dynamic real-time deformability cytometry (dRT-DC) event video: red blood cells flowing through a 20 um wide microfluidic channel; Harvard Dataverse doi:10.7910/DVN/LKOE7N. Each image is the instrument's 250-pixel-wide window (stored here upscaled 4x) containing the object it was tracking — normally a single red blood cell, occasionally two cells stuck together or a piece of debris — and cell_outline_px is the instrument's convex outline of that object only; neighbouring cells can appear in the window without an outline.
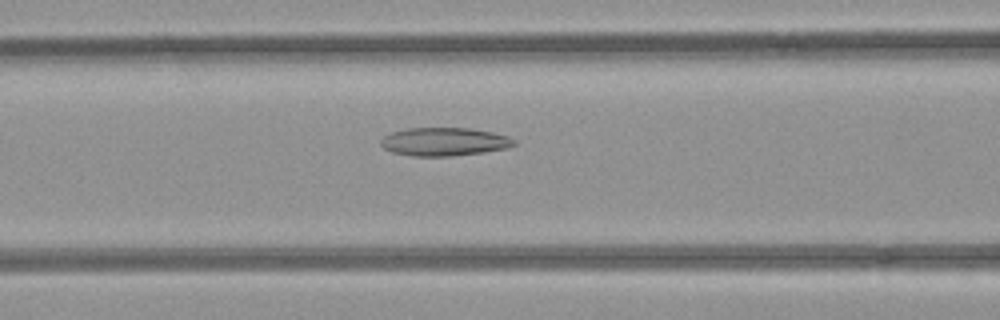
{"species": "common noctule bat (a hibernating species)", "species_latin": "Nyctalus noctula", "temperature_condition": "room temperature", "stored_images_in_passage": 47, "camera_frame_rate_fps": 3000, "um_per_image_px": 0.085, "animal": {"sex": "female", "body_mass_g": 21.9}, "frame": {"image": 1, "passage_image": 22, "time_ms": 7.0, "image_size_px": [1000, 320], "cell_outline_px": [[516, 144], [504, 148], [480, 152], [452, 156], [412, 156], [392, 152], [384, 148], [380, 144], [380, 140], [384, 136], [392, 132], [408, 128], [468, 128], [492, 132], [508, 136], [516, 140]], "centroid_in_image_um": [37.73, 12.04], "position_along_channel_um": 128.9, "area_um2": 21.79}}
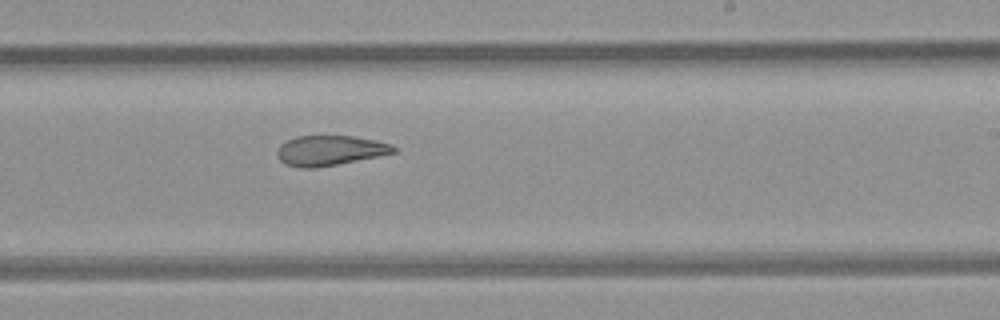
{"frame": {"image": 2, "passage_image": 32, "time_ms": 10.333, "image_size_px": [1000, 320], "cell_outline_px": [[396, 152], [316, 168], [300, 168], [284, 164], [276, 156], [276, 152], [280, 144], [296, 136], [352, 136], [376, 140], [392, 144], [396, 148]], "centroid_in_image_um": [27.99, 12.79], "position_along_channel_um": 261.0, "area_um2": 20.29}}
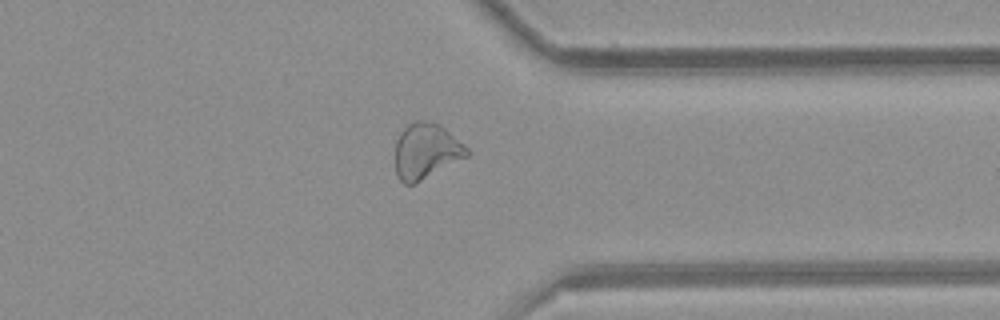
{"frame": {"image": 3, "passage_image": 41, "time_ms": 13.333, "image_size_px": [1000, 320], "cell_outline_px": [[472, 152], [468, 156], [416, 184], [404, 184], [396, 176], [396, 140], [400, 132], [412, 120], [424, 120], [440, 124], [464, 144]], "centroid_in_image_um": [36.22, 12.84], "position_along_channel_um": 375.2, "area_um2": 23.52}, "authors_computed_cell_mechanics": {"area_um2": 23.5246, "velocity_mm_per_s": 3.9574, "shape_relaxation_time_tau1_ms": null, "shape_relaxation_time_tau2_ms": 5.177, "deformation_change_tau1": null, "deformation_change_tau2": 0.1424}}